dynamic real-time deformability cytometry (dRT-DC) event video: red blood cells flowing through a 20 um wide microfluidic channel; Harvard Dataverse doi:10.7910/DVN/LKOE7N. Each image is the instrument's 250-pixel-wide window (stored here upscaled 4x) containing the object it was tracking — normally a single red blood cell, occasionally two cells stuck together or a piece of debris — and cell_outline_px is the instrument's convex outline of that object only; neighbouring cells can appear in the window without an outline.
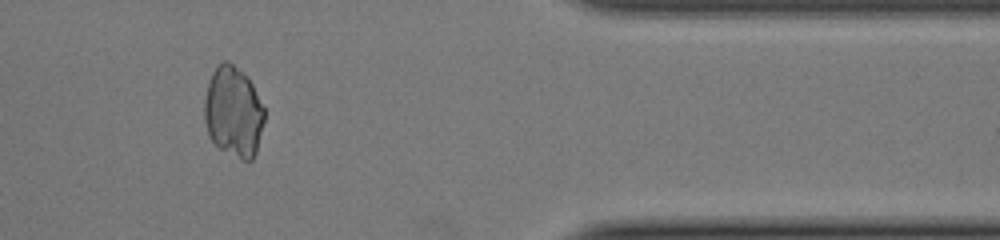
{"species": "common noctule bat (a hibernating species)", "species_latin": "Nyctalus noctula", "temperature_condition": "cold", "stored_images_in_passage": 33, "camera_frame_rate_fps": 3000, "um_per_image_px": 0.085, "animal": {"sex": "female", "body_mass_g": 22.0, "forearm_length_mm": 56.7}, "frame": {"image": 1, "passage_image": 26, "time_ms": 8.333, "image_size_px": [1000, 240], "cell_outline_px": [[264, 120], [256, 152], [252, 160], [244, 160], [220, 148], [208, 136], [204, 120], [204, 100], [208, 80], [212, 72], [224, 60], [228, 60], [244, 72], [252, 84], [264, 108]], "centroid_in_image_um": [19.82, 9.48], "position_along_channel_um": 391.6, "area_um2": 31.62}}